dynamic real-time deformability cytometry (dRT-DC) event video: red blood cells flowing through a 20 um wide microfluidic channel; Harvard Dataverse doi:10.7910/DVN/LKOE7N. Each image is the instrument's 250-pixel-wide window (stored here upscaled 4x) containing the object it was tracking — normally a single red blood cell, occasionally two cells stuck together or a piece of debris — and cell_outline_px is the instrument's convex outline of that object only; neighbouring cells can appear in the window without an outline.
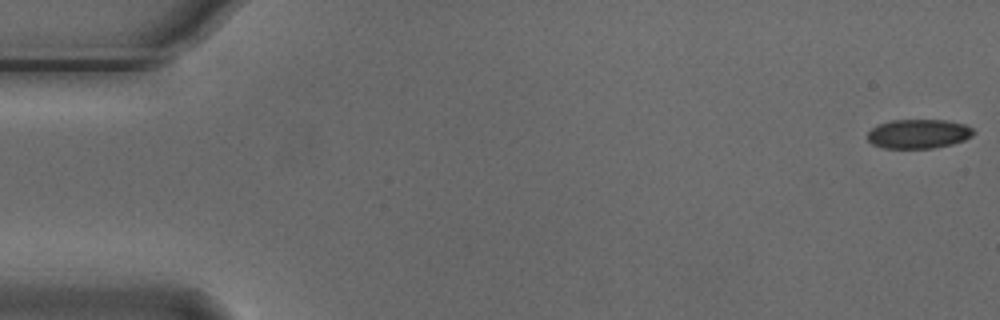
{"species": "Egyptian fruit bat (a non-hibernating species)", "species_latin": "Rousettus aegyptiacus", "temperature_condition": "cold", "stored_images_in_passage": 9, "camera_frame_rate_fps": 3000, "um_per_image_px": 0.085, "animal": {"sex": "male"}, "frame": {"image": 1, "passage_image": 1, "time_ms": 0.0, "image_size_px": [1000, 320], "cell_outline_px": [[976, 132], [972, 136], [964, 140], [952, 144], [932, 148], [884, 148], [872, 144], [868, 140], [868, 132], [872, 128], [880, 124], [892, 120], [944, 120], [964, 124], [972, 128]], "centroid_in_image_um": [78.09, 11.38], "position_along_channel_um": 6.9, "area_um2": 17.98}}
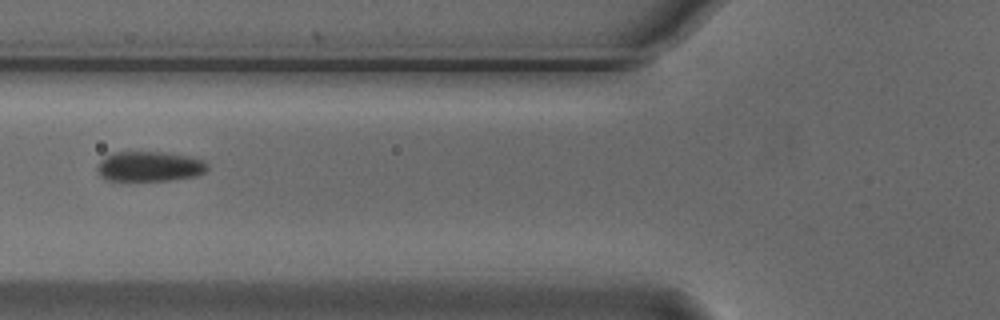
{"frame": {"image": 2, "passage_image": 6, "time_ms": 1.667, "image_size_px": [1000, 320], "cell_outline_px": [[208, 168], [200, 176], [172, 180], [104, 180], [96, 172], [96, 164], [104, 156], [112, 152], [164, 152], [188, 156], [204, 160], [208, 164]], "centroid_in_image_um": [12.68, 14.15], "position_along_channel_um": 113.1, "area_um2": 19.65}}
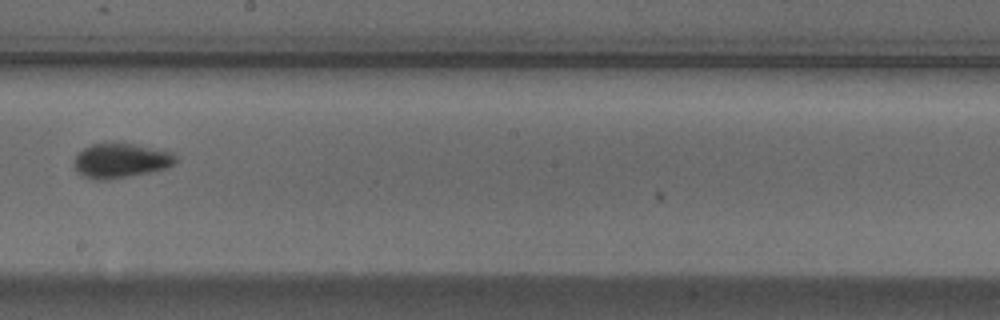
{"frame": {"image": 3, "passage_image": 9, "time_ms": 2.667, "image_size_px": [1000, 320], "cell_outline_px": [[176, 164], [168, 168], [108, 180], [96, 180], [84, 176], [76, 172], [72, 168], [72, 160], [84, 148], [92, 144], [112, 140], [172, 152], [176, 156]], "centroid_in_image_um": [10.21, 13.63], "position_along_channel_um": 238.0, "area_um2": 20.98}}